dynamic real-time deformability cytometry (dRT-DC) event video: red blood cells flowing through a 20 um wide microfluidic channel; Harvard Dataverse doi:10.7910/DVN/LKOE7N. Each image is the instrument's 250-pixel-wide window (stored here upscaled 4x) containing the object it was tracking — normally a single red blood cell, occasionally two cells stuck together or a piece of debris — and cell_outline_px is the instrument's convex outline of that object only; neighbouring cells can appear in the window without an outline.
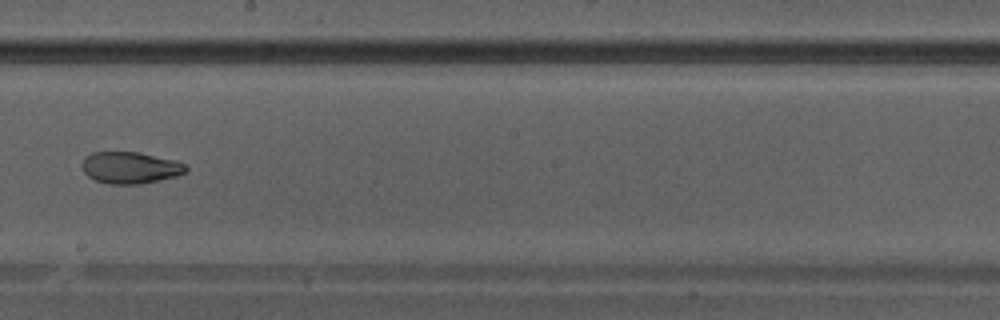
{"species": "Egyptian fruit bat (a non-hibernating species)", "species_latin": "Rousettus aegyptiacus", "temperature_condition": "warm", "stored_images_in_passage": 40, "camera_frame_rate_fps": 3000, "um_per_image_px": 0.085, "animal": {"sex": "male"}, "frame": {"image": 1, "passage_image": 23, "time_ms": 7.333, "image_size_px": [1000, 320], "cell_outline_px": [[188, 168], [184, 172], [176, 176], [160, 180], [140, 184], [108, 184], [96, 180], [88, 176], [84, 172], [84, 156], [92, 152], [140, 152], [172, 160], [184, 164]], "centroid_in_image_um": [11.06, 14.25], "position_along_channel_um": 237.1, "area_um2": 18.96}}